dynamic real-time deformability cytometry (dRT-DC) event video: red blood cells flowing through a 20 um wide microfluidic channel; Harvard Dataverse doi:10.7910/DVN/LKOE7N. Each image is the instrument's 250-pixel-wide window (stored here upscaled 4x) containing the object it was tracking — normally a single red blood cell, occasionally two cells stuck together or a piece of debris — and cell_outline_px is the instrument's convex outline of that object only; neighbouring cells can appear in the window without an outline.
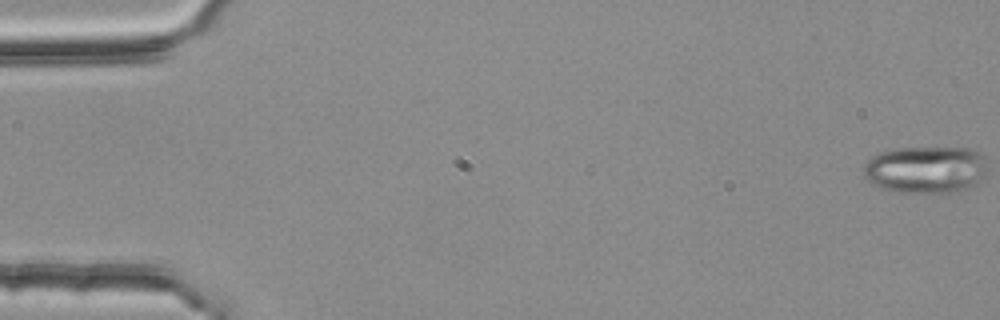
{"species": "common noctule bat (a hibernating species)", "species_latin": "Nyctalus noctula", "temperature_condition": "room temperature", "stored_images_in_passage": 55, "camera_frame_rate_fps": 3000, "um_per_image_px": 0.085, "animal": {"sex": "female", "body_mass_g": 25.1}, "frame": {"image": 1, "passage_image": 1, "time_ms": 0.0, "image_size_px": [1000, 320], "cell_outline_px": [[984, 172], [976, 184], [964, 192], [896, 192], [880, 188], [872, 184], [864, 176], [864, 164], [872, 156], [880, 152], [896, 148], [968, 148], [980, 152], [984, 156]], "centroid_in_image_um": [78.66, 14.42], "position_along_channel_um": 6.3, "area_um2": 34.1}}
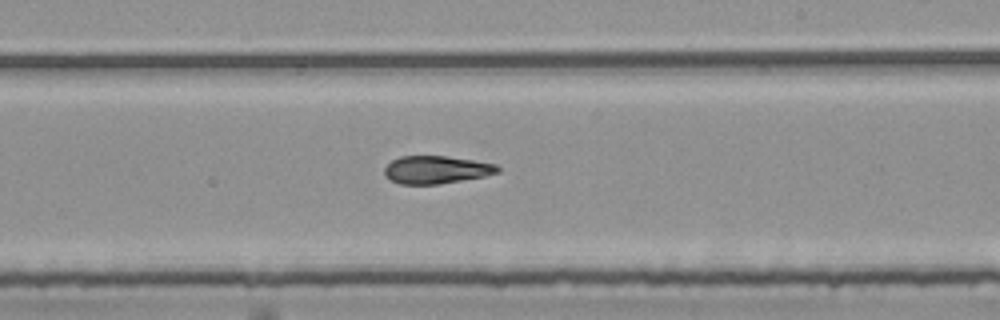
{"frame": {"image": 2, "passage_image": 33, "time_ms": 10.667, "image_size_px": [1000, 320], "cell_outline_px": [[500, 172], [484, 176], [440, 184], [400, 184], [388, 180], [384, 176], [384, 168], [392, 160], [400, 156], [444, 156], [472, 160], [496, 164], [500, 168]], "centroid_in_image_um": [37.04, 14.43], "position_along_channel_um": 252.0, "area_um2": 18.38}}
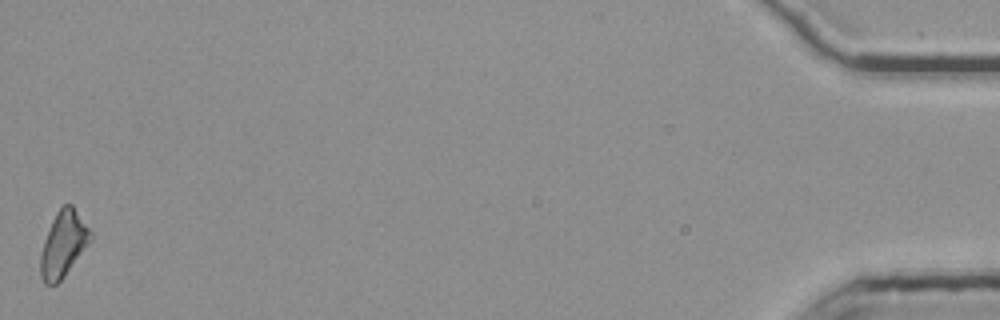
{"frame": {"image": 3, "passage_image": 55, "time_ms": 18.0, "image_size_px": [1000, 320], "cell_outline_px": [[92, 240], [64, 276], [56, 284], [44, 284], [40, 276], [40, 256], [44, 240], [52, 220], [56, 212], [64, 204], [72, 204], [92, 232]], "centroid_in_image_um": [5.38, 20.74], "position_along_channel_um": 429.8, "area_um2": 19.07}, "authors_computed_cell_mechanics": {"area_um2": 19.1318, "velocity_mm_per_s": 3.7825, "shape_relaxation_time_tau1_ms": 7.1739, "shape_relaxation_time_tau2_ms": 4.4429, "deformation_change_tau1": 0.1862, "deformation_change_tau2": 0.1403}}